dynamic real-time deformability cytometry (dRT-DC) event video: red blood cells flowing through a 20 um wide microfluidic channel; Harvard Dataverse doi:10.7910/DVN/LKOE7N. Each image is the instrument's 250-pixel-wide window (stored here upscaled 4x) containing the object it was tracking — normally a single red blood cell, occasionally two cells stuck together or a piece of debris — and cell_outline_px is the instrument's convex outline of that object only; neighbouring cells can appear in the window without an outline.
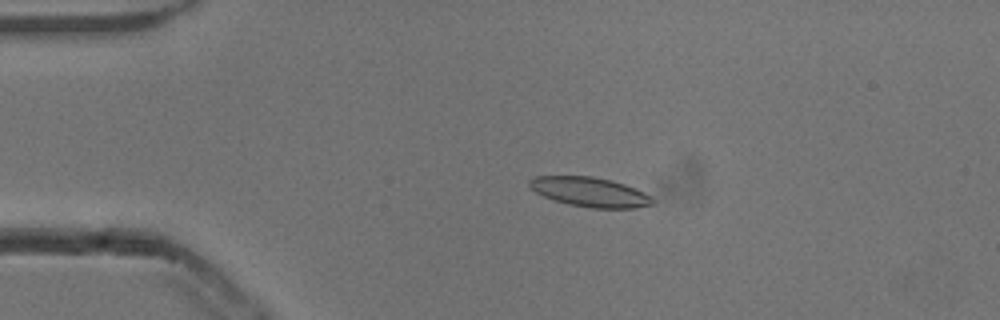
{"species": "common noctule bat (a hibernating species)", "species_latin": "Nyctalus noctula", "temperature_condition": "cold", "stored_images_in_passage": 54, "camera_frame_rate_fps": 3000, "um_per_image_px": 0.085, "animal": {"sex": "male", "body_mass_g": 13.3}, "frame": {"image": 1, "passage_image": 12, "time_ms": 3.667, "image_size_px": [1000, 320], "cell_outline_px": [[656, 204], [636, 208], [588, 208], [568, 204], [544, 196], [536, 192], [528, 184], [528, 180], [536, 176], [592, 176], [612, 180], [624, 184], [652, 196], [656, 200]], "centroid_in_image_um": [50.19, 16.33], "position_along_channel_um": 34.8, "area_um2": 21.27}}
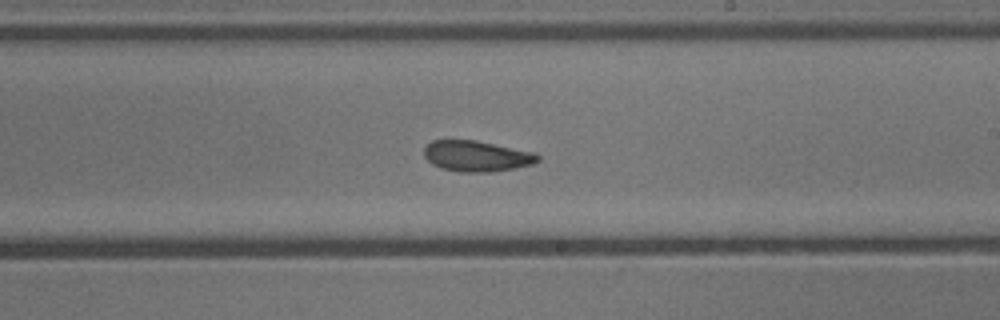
{"frame": {"image": 2, "passage_image": 32, "time_ms": 10.333, "image_size_px": [1000, 320], "cell_outline_px": [[540, 160], [532, 164], [516, 168], [492, 172], [460, 172], [440, 168], [432, 164], [424, 156], [424, 148], [432, 140], [476, 140], [536, 152], [540, 156]], "centroid_in_image_um": [40.54, 13.27], "position_along_channel_um": 248.5, "area_um2": 20.63}}
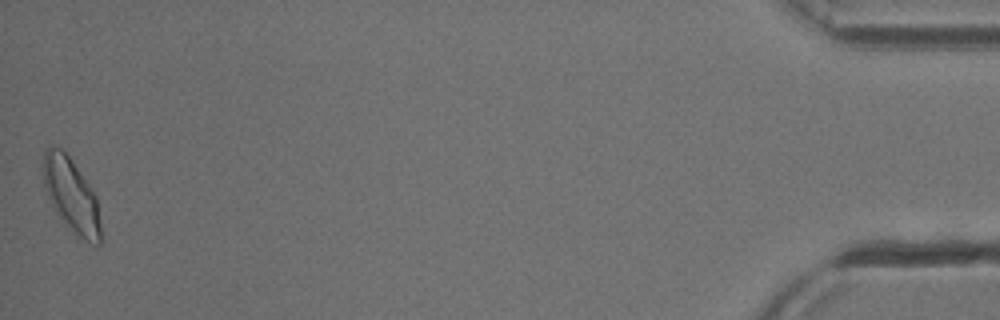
{"frame": {"image": 3, "passage_image": 54, "time_ms": 17.667, "image_size_px": [1000, 320], "cell_outline_px": [[100, 244], [96, 248], [84, 240], [60, 216], [48, 200], [44, 188], [44, 152], [48, 148], [60, 148], [68, 156], [88, 184], [96, 196], [100, 224]], "centroid_in_image_um": [6.07, 16.63], "position_along_channel_um": 429.1, "area_um2": 23.87}, "authors_computed_cell_mechanics": {"area_um2": 20.9814, "velocity_mm_per_s": 3.8207, "shape_relaxation_time_tau1_ms": 9.513, "shape_relaxation_time_tau2_ms": 2.2137, "deformation_change_tau1": 0.1723, "deformation_change_tau2": 0.0827}}